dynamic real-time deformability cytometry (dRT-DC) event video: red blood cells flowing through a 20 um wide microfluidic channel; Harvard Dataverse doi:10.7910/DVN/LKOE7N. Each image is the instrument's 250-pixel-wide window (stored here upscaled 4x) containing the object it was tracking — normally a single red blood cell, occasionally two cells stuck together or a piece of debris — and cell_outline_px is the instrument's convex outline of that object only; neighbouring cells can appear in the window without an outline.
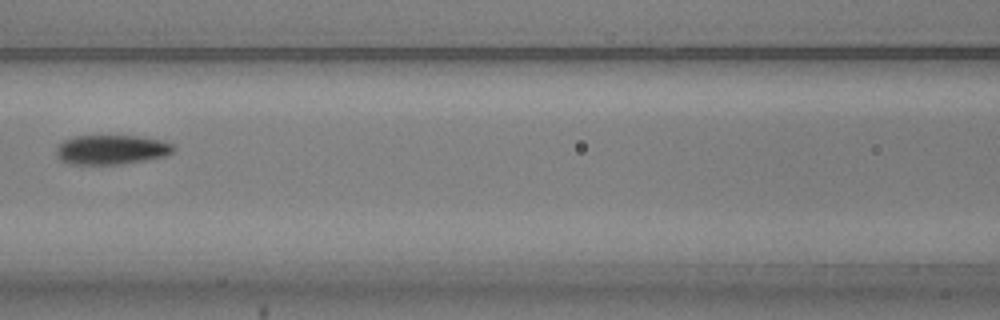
{"species": "common noctule bat (a hibernating species)", "species_latin": "Nyctalus noctula", "temperature_condition": "warm", "stored_images_in_passage": 6, "camera_frame_rate_fps": 3000, "um_per_image_px": 0.085, "animal": {"sex": "male", "body_mass_g": 20.5, "forearm_length_mm": 52.5}, "frame": {"image": 1, "passage_image": 6, "time_ms": 1.667, "image_size_px": [1000, 320], "cell_outline_px": [[176, 148], [172, 152], [164, 156], [144, 160], [120, 164], [72, 164], [60, 160], [56, 156], [56, 148], [64, 140], [76, 136], [136, 136], [160, 140], [172, 144]], "centroid_in_image_um": [9.45, 12.72], "position_along_channel_um": 157.2, "area_um2": 19.94}}